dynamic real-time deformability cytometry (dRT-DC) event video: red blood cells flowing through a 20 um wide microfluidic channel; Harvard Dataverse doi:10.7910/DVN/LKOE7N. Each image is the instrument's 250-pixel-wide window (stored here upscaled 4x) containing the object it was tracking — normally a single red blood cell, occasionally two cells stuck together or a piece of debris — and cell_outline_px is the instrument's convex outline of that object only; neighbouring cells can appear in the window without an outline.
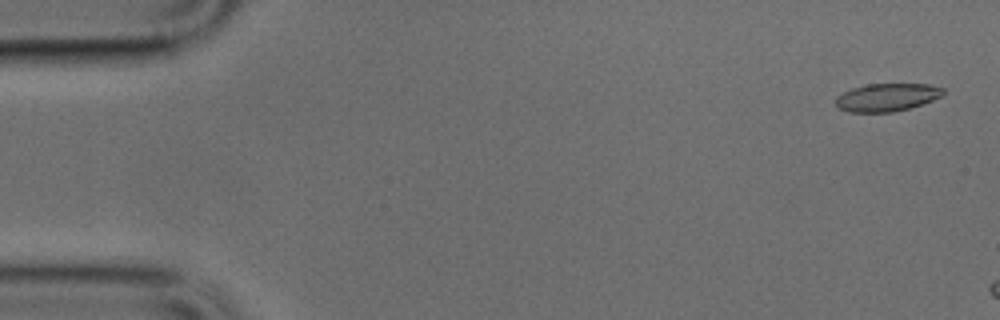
{"species": "common noctule bat (a hibernating species)", "species_latin": "Nyctalus noctula", "temperature_condition": "cold", "stored_images_in_passage": 8, "camera_frame_rate_fps": 3000, "um_per_image_px": 0.085, "animal": {"sex": "male", "body_mass_g": 17.9, "forearm_length_mm": 54.2}, "frame": {"image": 1, "passage_image": 2, "time_ms": 0.333, "image_size_px": [1000, 320], "cell_outline_px": [[944, 92], [940, 96], [932, 100], [908, 108], [892, 112], [848, 112], [840, 108], [836, 104], [836, 96], [852, 88], [868, 84], [928, 84], [944, 88]], "centroid_in_image_um": [75.37, 8.27], "position_along_channel_um": 9.6, "area_um2": 17.22}}